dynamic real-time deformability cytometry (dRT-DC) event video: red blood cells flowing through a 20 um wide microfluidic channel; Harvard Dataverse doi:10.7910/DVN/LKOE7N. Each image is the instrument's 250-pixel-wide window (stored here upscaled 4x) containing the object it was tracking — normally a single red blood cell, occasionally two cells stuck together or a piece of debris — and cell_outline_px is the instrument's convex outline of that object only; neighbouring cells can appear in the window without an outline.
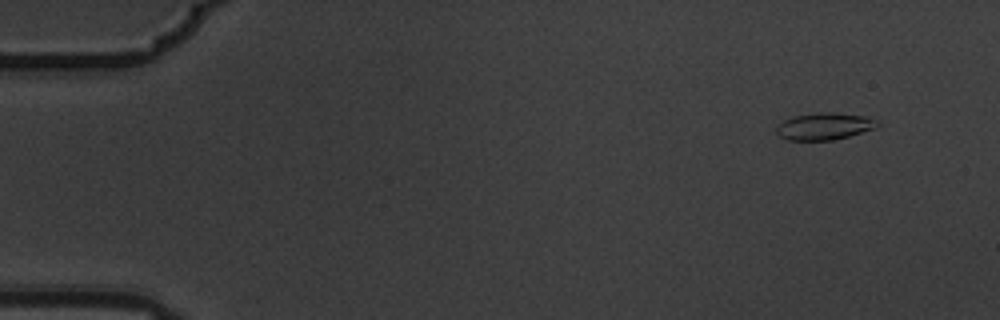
{"species": "common noctule bat (a hibernating species)", "species_latin": "Nyctalus noctula", "temperature_condition": "warm", "stored_images_in_passage": 8, "camera_frame_rate_fps": 3000, "um_per_image_px": 0.085, "animal": {"sex": "male", "body_mass_g": 19.5, "forearm_length_mm": 54.6}, "frame": {"image": 1, "passage_image": 2, "time_ms": 0.333, "image_size_px": [1000, 320], "cell_outline_px": [[880, 124], [876, 128], [848, 136], [832, 140], [788, 140], [780, 136], [776, 132], [776, 128], [784, 120], [792, 116], [816, 112], [832, 112], [864, 116], [880, 120]], "centroid_in_image_um": [70.09, 10.72], "position_along_channel_um": 14.9, "area_um2": 15.95}}
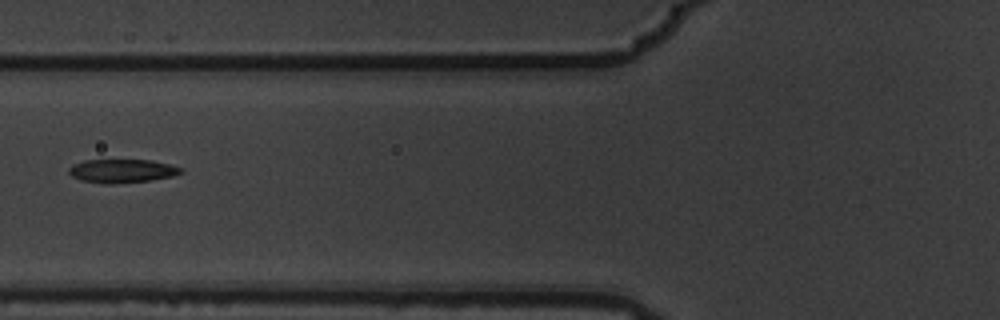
{"frame": {"image": 2, "passage_image": 7, "time_ms": 2.0, "image_size_px": [1000, 320], "cell_outline_px": [[184, 172], [172, 176], [152, 180], [112, 184], [104, 184], [80, 180], [72, 176], [68, 172], [68, 168], [72, 164], [84, 160], [152, 160], [184, 168]], "centroid_in_image_um": [10.36, 14.53], "position_along_channel_um": 115.4, "area_um2": 15.55}}
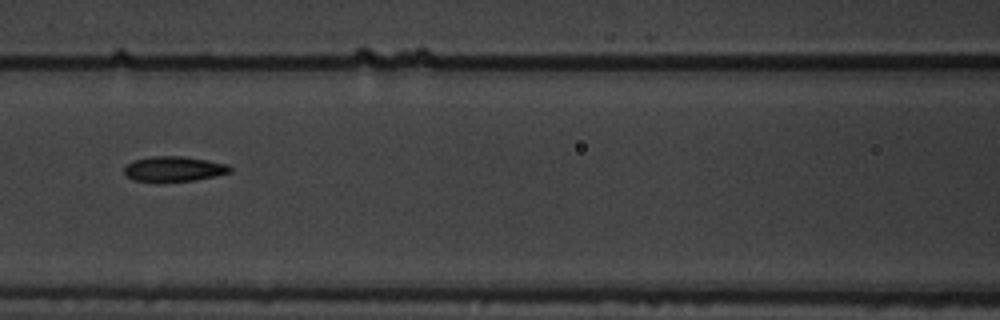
{"frame": {"image": 3, "passage_image": 8, "time_ms": 2.333, "image_size_px": [1000, 320], "cell_outline_px": [[232, 172], [216, 176], [196, 180], [156, 184], [132, 180], [124, 172], [124, 168], [132, 160], [152, 156], [184, 156], [208, 160], [228, 164], [232, 168]], "centroid_in_image_um": [14.77, 14.39], "position_along_channel_um": 151.8, "area_um2": 16.18}}